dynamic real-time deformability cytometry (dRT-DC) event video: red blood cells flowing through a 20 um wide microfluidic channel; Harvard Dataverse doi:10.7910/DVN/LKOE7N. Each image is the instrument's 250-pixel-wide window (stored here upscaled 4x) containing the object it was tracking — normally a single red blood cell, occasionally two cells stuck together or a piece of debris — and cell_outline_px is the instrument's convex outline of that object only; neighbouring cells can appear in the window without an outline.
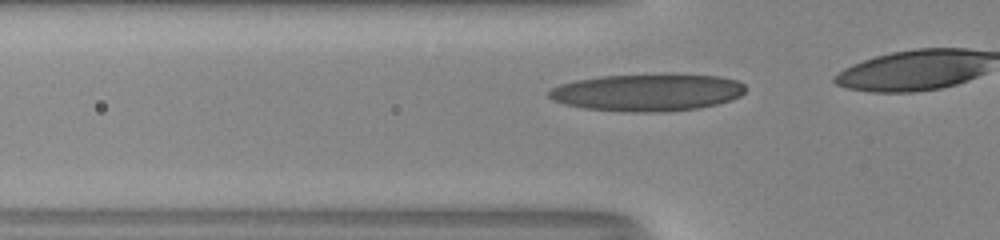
{"species": "human", "species_latin": "Homo sapiens", "temperature_condition": "room temperature", "stored_images_in_passage": 13, "camera_frame_rate_fps": 3000, "um_per_image_px": 0.085, "donor": {"sex": "male"}, "frame": {"image": 1, "passage_image": 8, "time_ms": 2.333, "image_size_px": [1000, 240], "cell_outline_px": [[744, 92], [740, 96], [732, 100], [700, 108], [668, 112], [632, 112], [584, 108], [564, 104], [552, 100], [548, 96], [548, 92], [552, 88], [560, 84], [576, 80], [600, 76], [664, 72], [668, 72], [720, 76], [736, 80], [744, 84]], "centroid_in_image_um": [55.06, 7.83], "position_along_channel_um": 70.7, "area_um2": 43.7}}
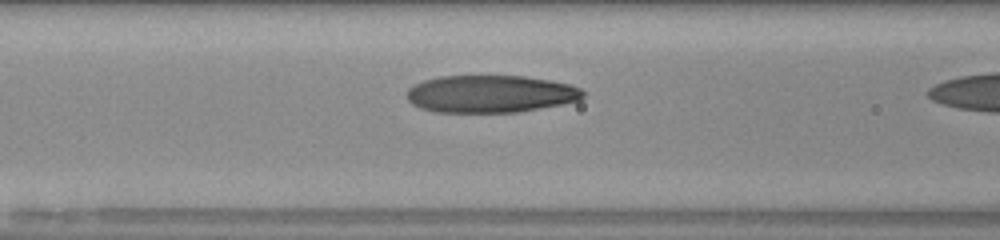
{"frame": {"image": 2, "passage_image": 12, "time_ms": 3.667, "image_size_px": [1000, 240], "cell_outline_px": [[584, 96], [580, 100], [520, 112], [436, 112], [420, 108], [412, 104], [408, 100], [408, 88], [424, 80], [440, 76], [524, 76], [552, 80], [568, 84], [580, 88], [584, 92]], "centroid_in_image_um": [41.7, 7.98], "position_along_channel_um": 124.9, "area_um2": 38.38}}